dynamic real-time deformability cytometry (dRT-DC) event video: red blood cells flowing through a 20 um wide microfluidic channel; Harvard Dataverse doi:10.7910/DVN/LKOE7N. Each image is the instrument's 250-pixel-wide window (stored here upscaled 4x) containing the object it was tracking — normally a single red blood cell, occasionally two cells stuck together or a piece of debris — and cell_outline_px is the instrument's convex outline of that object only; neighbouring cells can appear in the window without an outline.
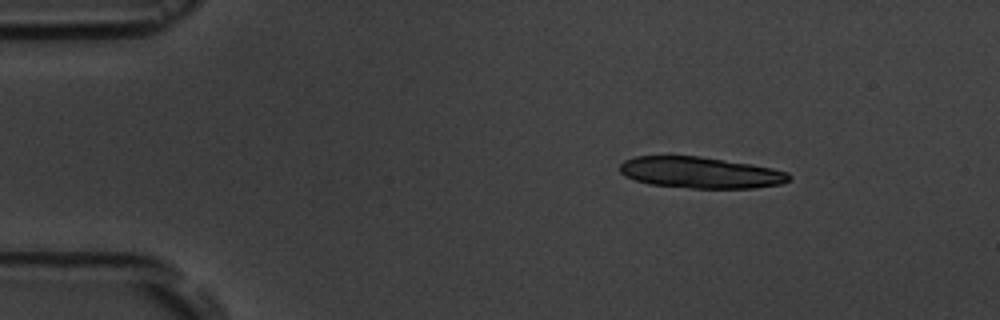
{"species": "common noctule bat (a hibernating species)", "species_latin": "Nyctalus noctula", "temperature_condition": "room temperature", "stored_images_in_passage": 14, "camera_frame_rate_fps": 3000, "um_per_image_px": 0.085, "animal": {"sex": "male", "body_mass_g": 19.5, "forearm_length_mm": 54.6}, "frame": {"image": 1, "passage_image": 1, "time_ms": 0.0, "image_size_px": [1000, 320], "cell_outline_px": [[792, 176], [788, 180], [780, 184], [752, 188], [692, 188], [652, 184], [636, 180], [624, 176], [620, 172], [620, 164], [624, 160], [636, 156], [700, 156], [752, 164], [772, 168], [788, 172]], "centroid_in_image_um": [59.54, 14.66], "position_along_channel_um": 25.5, "area_um2": 30.75}}
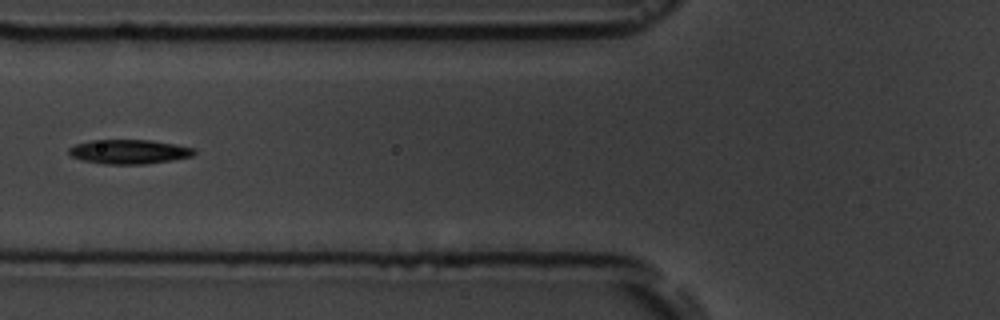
{"frame": {"image": 2, "passage_image": 5, "time_ms": 4.667, "image_size_px": [1000, 320], "cell_outline_px": [[196, 152], [192, 156], [172, 160], [144, 164], [108, 164], [84, 160], [72, 156], [68, 152], [68, 148], [76, 144], [92, 140], [148, 140], [176, 144], [196, 148]], "centroid_in_image_um": [11.01, 12.89], "position_along_channel_um": 114.8, "area_um2": 17.63}}
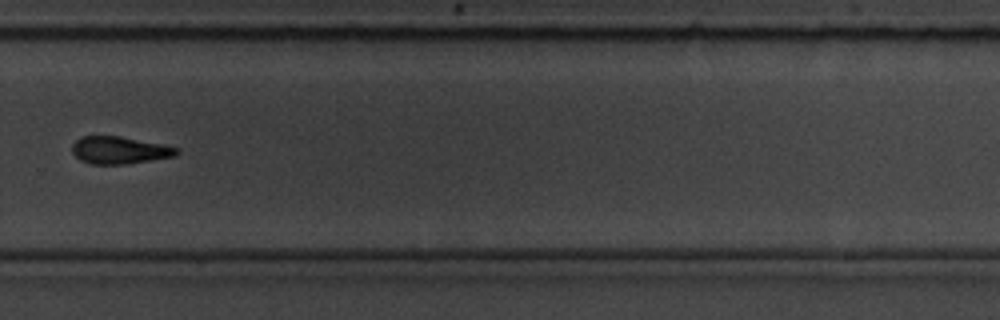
{"frame": {"image": 3, "passage_image": 10, "time_ms": 10.333, "image_size_px": [1000, 320], "cell_outline_px": [[180, 152], [176, 156], [128, 164], [88, 164], [80, 160], [72, 152], [72, 144], [80, 136], [120, 136], [180, 148]], "centroid_in_image_um": [10.15, 12.77], "position_along_channel_um": 319.6, "area_um2": 16.76}, "authors_computed_cell_mechanics": {"area_um2": 17.4556, "velocity_mm_per_s": 3.6188, "shape_relaxation_time_tau1_ms": 4.1048, "shape_relaxation_time_tau2_ms": 9.4145, "deformation_change_tau1": 0.1196, "deformation_change_tau2": 0.1995}}